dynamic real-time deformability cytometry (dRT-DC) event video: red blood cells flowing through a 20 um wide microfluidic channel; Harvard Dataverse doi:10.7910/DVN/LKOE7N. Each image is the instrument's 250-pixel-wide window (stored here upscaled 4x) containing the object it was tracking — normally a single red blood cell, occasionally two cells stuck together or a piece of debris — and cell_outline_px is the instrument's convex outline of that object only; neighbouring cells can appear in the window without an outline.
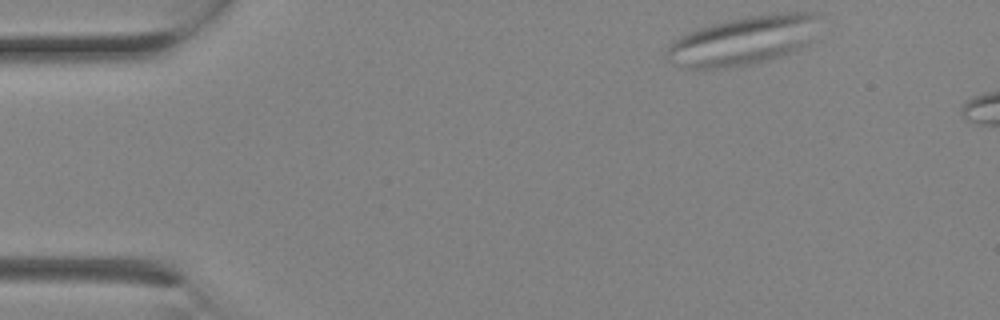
{"species": "Egyptian fruit bat (a non-hibernating species)", "species_latin": "Rousettus aegyptiacus", "temperature_condition": "room temperature", "stored_images_in_passage": 2, "camera_frame_rate_fps": 3000, "um_per_image_px": 0.085, "animal": {"sex": "female"}, "frame": {"image": 1, "passage_image": 1, "time_ms": 0.0, "image_size_px": [1000, 320], "cell_outline_px": [[820, 16], [808, 44], [800, 48], [772, 60], [756, 64], [700, 72], [684, 68], [668, 60], [664, 52], [680, 36], [700, 28], [712, 24], [744, 16], [776, 12], [820, 12]], "centroid_in_image_um": [63.17, 3.48], "position_along_channel_um": 21.8, "area_um2": 44.33}}